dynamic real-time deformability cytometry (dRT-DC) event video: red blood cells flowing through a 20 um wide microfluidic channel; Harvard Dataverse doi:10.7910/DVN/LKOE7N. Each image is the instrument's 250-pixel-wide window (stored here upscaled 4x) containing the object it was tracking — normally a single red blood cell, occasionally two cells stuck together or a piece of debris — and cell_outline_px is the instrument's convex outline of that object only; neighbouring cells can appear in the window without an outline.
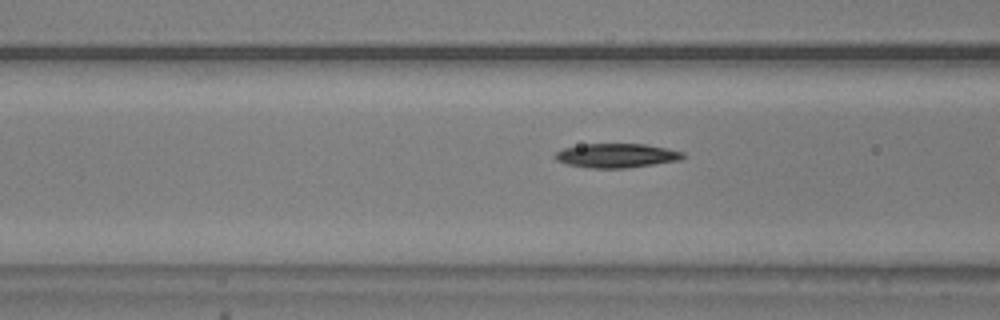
{"species": "common noctule bat (a hibernating species)", "species_latin": "Nyctalus noctula", "temperature_condition": "warm", "stored_images_in_passage": 6, "camera_frame_rate_fps": 3000, "um_per_image_px": 0.085, "animal": {"sex": "male", "body_mass_g": 20.5, "forearm_length_mm": 52.5}, "frame": {"image": 1, "passage_image": 4, "time_ms": 1.0, "image_size_px": [1000, 320], "cell_outline_px": [[684, 156], [680, 160], [628, 168], [588, 168], [568, 164], [556, 160], [552, 156], [556, 152], [564, 148], [584, 144], [644, 144], [668, 148], [684, 152]], "centroid_in_image_um": [52.4, 13.22], "position_along_channel_um": 114.2, "area_um2": 18.03}}